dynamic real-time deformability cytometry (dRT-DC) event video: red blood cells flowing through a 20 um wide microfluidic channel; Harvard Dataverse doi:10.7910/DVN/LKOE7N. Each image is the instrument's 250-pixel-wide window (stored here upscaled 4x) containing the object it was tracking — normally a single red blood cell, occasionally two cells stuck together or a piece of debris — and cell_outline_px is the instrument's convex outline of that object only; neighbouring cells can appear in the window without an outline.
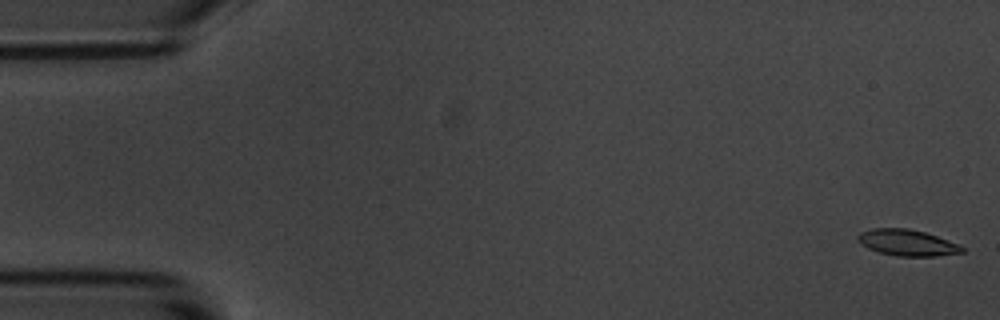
{"species": "common noctule bat (a hibernating species)", "species_latin": "Nyctalus noctula", "temperature_condition": "room temperature", "stored_images_in_passage": 57, "camera_frame_rate_fps": 3000, "um_per_image_px": 0.085, "animal": {"sex": "male", "body_mass_g": 20.1, "forearm_length_mm": 53.5}, "frame": {"image": 1, "passage_image": 1, "time_ms": 0.0, "image_size_px": [1000, 320], "cell_outline_px": [[964, 252], [936, 256], [896, 256], [880, 252], [868, 248], [860, 244], [856, 240], [856, 236], [860, 232], [872, 228], [908, 228], [924, 232], [936, 236], [956, 244], [964, 248]], "centroid_in_image_um": [77.04, 20.62], "position_along_channel_um": 8.0, "area_um2": 15.84}}
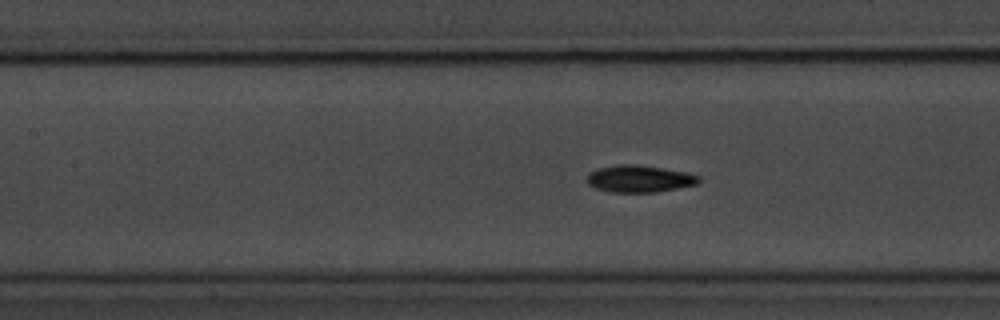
{"frame": {"image": 2, "passage_image": 25, "time_ms": 8.0, "image_size_px": [1000, 320], "cell_outline_px": [[700, 180], [696, 184], [656, 192], [608, 192], [596, 188], [588, 184], [588, 176], [592, 172], [600, 168], [620, 164], [636, 164], [684, 172], [700, 176]], "centroid_in_image_um": [54.34, 15.2], "position_along_channel_um": 153.1, "area_um2": 17.22}}
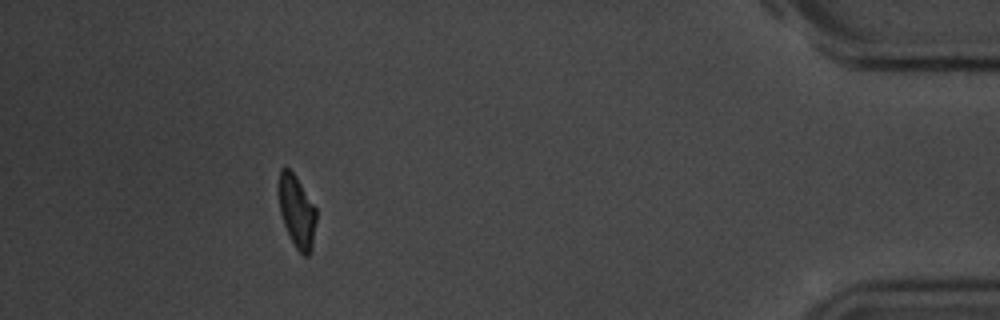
{"frame": {"image": 3, "passage_image": 52, "time_ms": 17.0, "image_size_px": [1000, 320], "cell_outline_px": [[316, 220], [312, 248], [308, 256], [304, 256], [296, 248], [284, 224], [280, 212], [276, 188], [280, 168], [288, 168], [292, 172], [316, 208]], "centroid_in_image_um": [25.19, 17.95], "position_along_channel_um": 410.0, "area_um2": 15.84}, "authors_computed_cell_mechanics": {"area_um2": 16.762, "velocity_mm_per_s": 3.5016, "shape_relaxation_time_tau1_ms": 2.6033, "shape_relaxation_time_tau2_ms": 3.1103, "deformation_change_tau1": 0.117, "deformation_change_tau2": 0.0734}}